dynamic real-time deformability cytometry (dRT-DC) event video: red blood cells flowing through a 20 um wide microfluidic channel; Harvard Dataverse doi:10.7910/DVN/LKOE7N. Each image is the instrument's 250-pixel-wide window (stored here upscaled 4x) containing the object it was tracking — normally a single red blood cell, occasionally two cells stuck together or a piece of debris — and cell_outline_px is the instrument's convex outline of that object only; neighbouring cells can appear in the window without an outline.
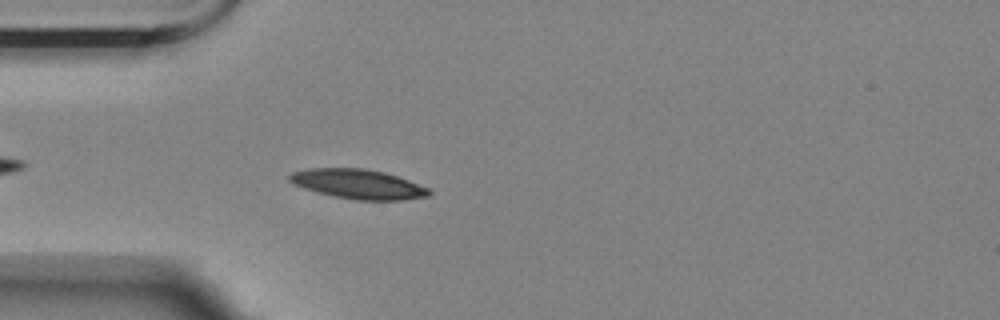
{"species": "Egyptian fruit bat (a non-hibernating species)", "species_latin": "Rousettus aegyptiacus", "temperature_condition": "room temperature", "stored_images_in_passage": 40, "camera_frame_rate_fps": 3000, "um_per_image_px": 0.085, "animal": {"sex": "female"}, "frame": {"image": 1, "passage_image": 5, "time_ms": 1.333, "image_size_px": [1000, 320], "cell_outline_px": [[432, 192], [428, 196], [400, 200], [356, 200], [316, 192], [292, 184], [288, 180], [288, 176], [292, 172], [308, 168], [364, 168], [384, 172], [408, 180], [428, 188]], "centroid_in_image_um": [30.4, 15.64], "position_along_channel_um": 54.6, "area_um2": 23.93}}
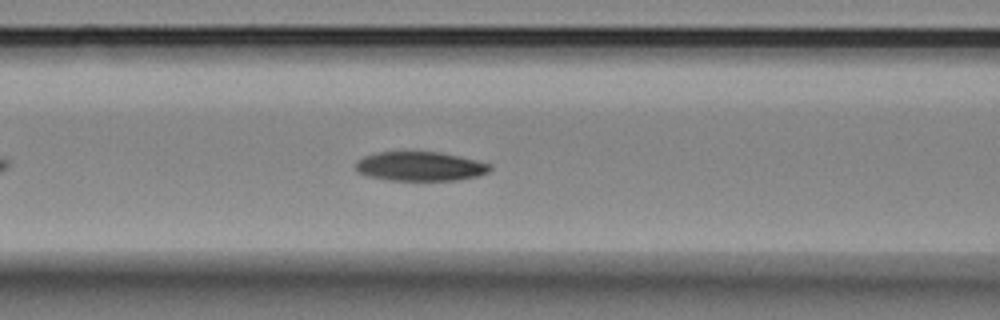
{"frame": {"image": 2, "passage_image": 12, "time_ms": 3.667, "image_size_px": [1000, 320], "cell_outline_px": [[492, 168], [488, 172], [476, 176], [456, 180], [388, 180], [368, 176], [356, 172], [356, 160], [364, 156], [376, 152], [440, 152], [476, 160], [492, 164]], "centroid_in_image_um": [35.69, 14.14], "position_along_channel_um": 130.9, "area_um2": 22.89}}
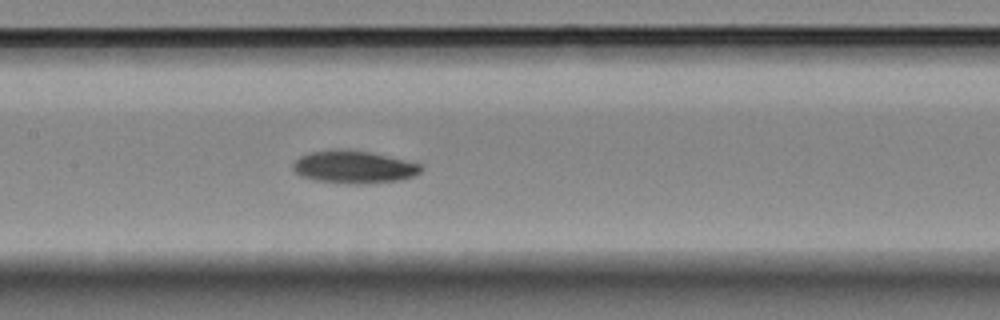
{"frame": {"image": 3, "passage_image": 16, "time_ms": 5.0, "image_size_px": [1000, 320], "cell_outline_px": [[424, 168], [420, 172], [412, 176], [400, 180], [360, 184], [356, 184], [312, 180], [300, 176], [292, 168], [292, 164], [300, 156], [312, 152], [332, 148], [348, 148], [368, 152], [404, 160], [420, 164]], "centroid_in_image_um": [30.03, 14.18], "position_along_channel_um": 177.4, "area_um2": 24.39}, "authors_computed_cell_mechanics": {"area_um2": 21.9351, "velocity_mm_per_s": 3.5308, "shape_relaxation_time_tau1_ms": null, "shape_relaxation_time_tau2_ms": 1.0313, "deformation_change_tau1": null, "deformation_change_tau2": 0.0389}}